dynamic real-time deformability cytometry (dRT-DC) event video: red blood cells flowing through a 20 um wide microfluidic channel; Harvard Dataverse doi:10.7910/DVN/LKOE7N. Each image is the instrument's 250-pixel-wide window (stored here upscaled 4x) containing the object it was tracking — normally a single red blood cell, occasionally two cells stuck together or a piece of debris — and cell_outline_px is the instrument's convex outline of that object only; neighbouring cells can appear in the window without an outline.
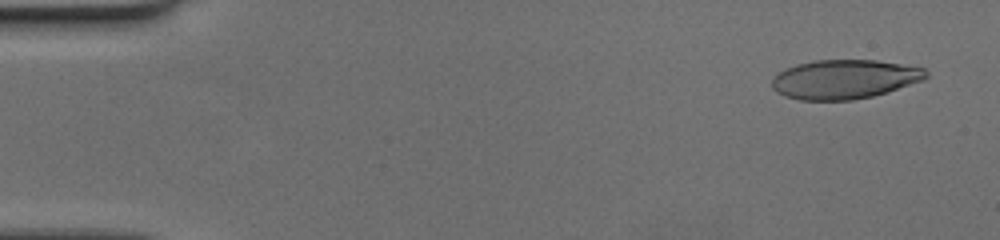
{"species": "human", "species_latin": "Homo sapiens", "temperature_condition": "cold", "stored_images_in_passage": 58, "camera_frame_rate_fps": 3000, "um_per_image_px": 0.085, "donor": {"sex": "female"}, "frame": {"image": 1, "passage_image": 3, "time_ms": 0.667, "image_size_px": [1000, 240], "cell_outline_px": [[928, 76], [924, 80], [888, 92], [872, 96], [852, 100], [800, 100], [784, 96], [776, 92], [772, 88], [772, 80], [780, 72], [796, 64], [816, 60], [876, 60], [924, 68], [928, 72]], "centroid_in_image_um": [71.79, 6.74], "position_along_channel_um": 13.2, "area_um2": 35.14}}
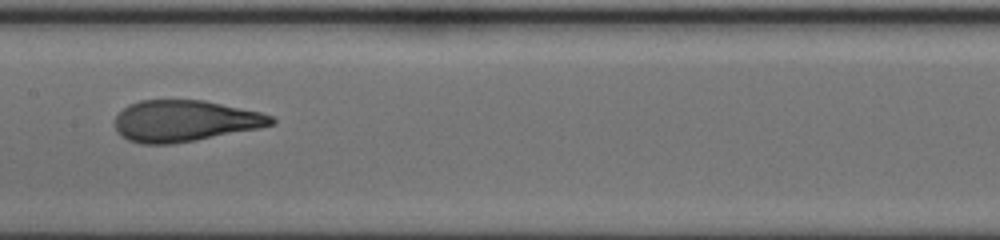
{"frame": {"image": 2, "passage_image": 30, "time_ms": 9.667, "image_size_px": [1000, 240], "cell_outline_px": [[276, 124], [260, 128], [196, 140], [172, 144], [140, 144], [128, 140], [120, 136], [116, 128], [116, 116], [128, 104], [140, 100], [204, 100], [260, 112], [272, 116], [276, 120]], "centroid_in_image_um": [15.71, 10.28], "position_along_channel_um": 191.7, "area_um2": 37.74}}
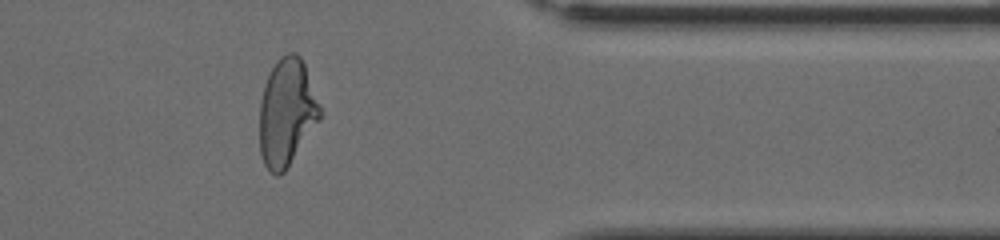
{"frame": {"image": 3, "passage_image": 48, "time_ms": 15.667, "image_size_px": [1000, 240], "cell_outline_px": [[320, 120], [288, 168], [280, 176], [276, 176], [268, 172], [264, 164], [260, 152], [260, 100], [264, 84], [276, 60], [280, 56], [288, 52], [296, 52], [300, 56], [304, 64], [320, 108]], "centroid_in_image_um": [24.35, 9.6], "position_along_channel_um": 387.1, "area_um2": 37.86}}